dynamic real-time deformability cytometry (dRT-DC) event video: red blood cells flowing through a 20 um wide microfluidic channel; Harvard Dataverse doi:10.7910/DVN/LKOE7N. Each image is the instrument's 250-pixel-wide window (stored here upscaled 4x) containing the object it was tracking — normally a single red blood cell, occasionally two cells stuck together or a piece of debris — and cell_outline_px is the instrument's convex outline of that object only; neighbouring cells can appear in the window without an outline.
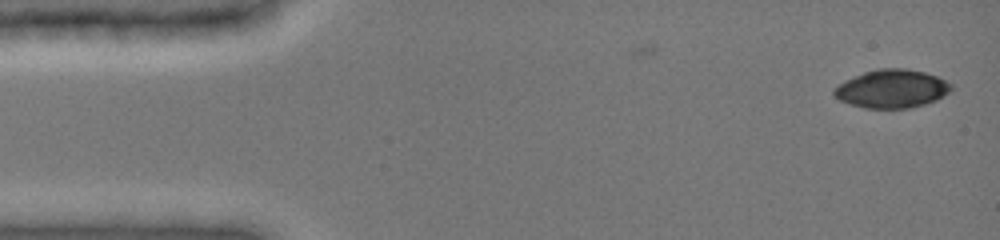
{"species": "common noctule bat (a hibernating species)", "species_latin": "Nyctalus noctula", "temperature_condition": "cold", "stored_images_in_passage": 7, "camera_frame_rate_fps": 3000, "um_per_image_px": 0.085, "animal": {"sex": "female", "body_mass_g": 19.0, "forearm_length_mm": 51.5}, "frame": {"image": 1, "passage_image": 1, "time_ms": 0.0, "image_size_px": [1000, 240], "cell_outline_px": [[952, 88], [948, 92], [936, 100], [912, 108], [864, 108], [840, 100], [832, 92], [832, 88], [844, 80], [864, 72], [876, 68], [904, 68], [924, 72], [936, 76], [952, 84]], "centroid_in_image_um": [75.78, 7.54], "position_along_channel_um": 9.2, "area_um2": 26.13}}